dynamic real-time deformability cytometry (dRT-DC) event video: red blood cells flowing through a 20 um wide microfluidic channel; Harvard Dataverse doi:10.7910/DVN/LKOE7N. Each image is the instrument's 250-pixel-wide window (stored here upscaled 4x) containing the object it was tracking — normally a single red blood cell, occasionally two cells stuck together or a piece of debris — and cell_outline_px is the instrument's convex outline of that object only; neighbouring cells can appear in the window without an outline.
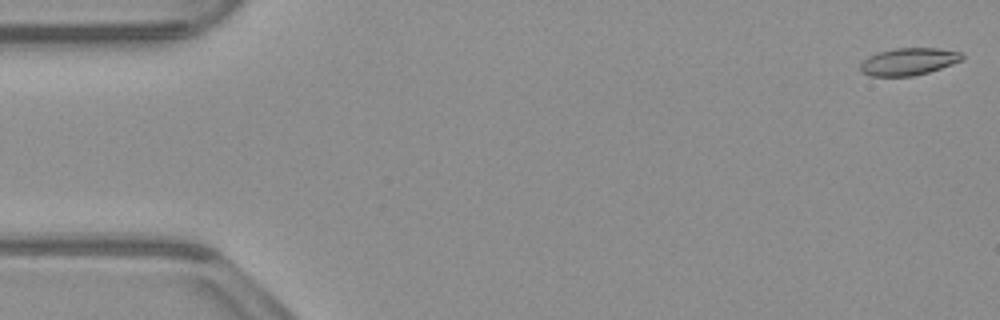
{"species": "common noctule bat (a hibernating species)", "species_latin": "Nyctalus noctula", "temperature_condition": "warm", "stored_images_in_passage": 53, "camera_frame_rate_fps": 3000, "um_per_image_px": 0.085, "animal": {"sex": "male", "body_mass_g": 23.1, "forearm_length_mm": 52.7}, "frame": {"image": 1, "passage_image": 1, "time_ms": 0.0, "image_size_px": [1000, 320], "cell_outline_px": [[964, 56], [960, 60], [952, 64], [928, 72], [912, 76], [868, 76], [860, 72], [860, 64], [868, 56], [880, 52], [896, 48], [936, 48], [960, 52]], "centroid_in_image_um": [77.19, 5.24], "position_along_channel_um": 7.8, "area_um2": 16.01}}
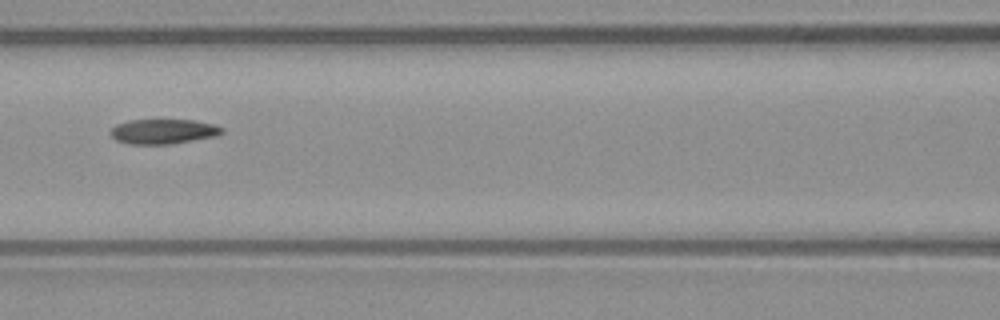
{"frame": {"image": 2, "passage_image": 23, "time_ms": 7.333, "image_size_px": [1000, 320], "cell_outline_px": [[224, 132], [216, 136], [168, 144], [128, 144], [116, 140], [108, 132], [116, 124], [128, 120], [196, 120], [212, 124], [224, 128]], "centroid_in_image_um": [13.85, 11.17], "position_along_channel_um": 152.7, "area_um2": 16.13}}
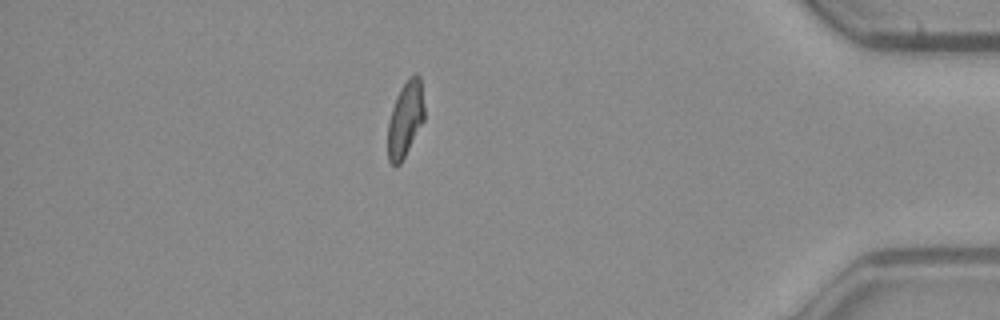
{"frame": {"image": 3, "passage_image": 46, "time_ms": 15.0, "image_size_px": [1000, 320], "cell_outline_px": [[424, 120], [400, 164], [392, 164], [388, 160], [388, 120], [396, 96], [400, 88], [408, 76], [416, 72], [420, 76], [424, 108]], "centroid_in_image_um": [34.45, 10.06], "position_along_channel_um": 400.8, "area_um2": 16.07}, "authors_computed_cell_mechanics": {"area_um2": 16.5886, "velocity_mm_per_s": 3.8494, "shape_relaxation_time_tau1_ms": null, "shape_relaxation_time_tau2_ms": 4.7202, "deformation_change_tau1": null, "deformation_change_tau2": 0.0955}}